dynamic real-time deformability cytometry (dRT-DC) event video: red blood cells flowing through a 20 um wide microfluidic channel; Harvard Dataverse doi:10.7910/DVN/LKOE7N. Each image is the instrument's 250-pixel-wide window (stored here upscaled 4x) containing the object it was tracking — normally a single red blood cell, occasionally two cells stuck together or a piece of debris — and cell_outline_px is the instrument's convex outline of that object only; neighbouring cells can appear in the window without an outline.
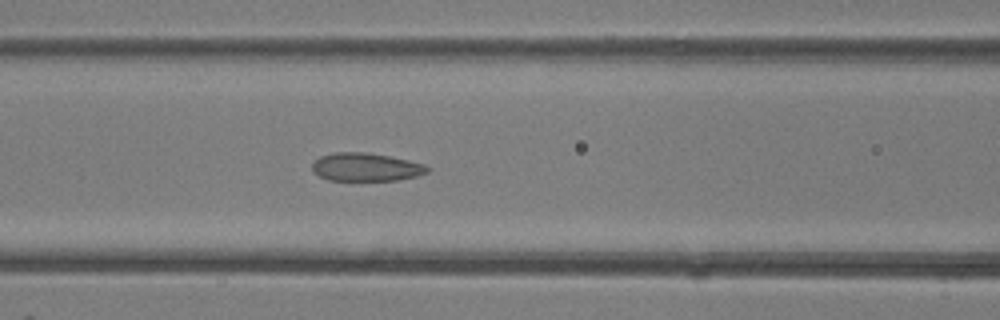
{"species": "common noctule bat (a hibernating species)", "species_latin": "Nyctalus noctula", "temperature_condition": "room temperature", "stored_images_in_passage": 41, "camera_frame_rate_fps": 3000, "um_per_image_px": 0.085, "animal": {"sex": "female"}, "frame": {"image": 1, "passage_image": 17, "time_ms": 5.333, "image_size_px": [1000, 320], "cell_outline_px": [[432, 168], [428, 172], [416, 176], [396, 180], [328, 180], [320, 176], [312, 168], [312, 164], [320, 156], [336, 152], [368, 152], [408, 160], [424, 164]], "centroid_in_image_um": [31.13, 14.19], "position_along_channel_um": 135.5, "area_um2": 18.79}}
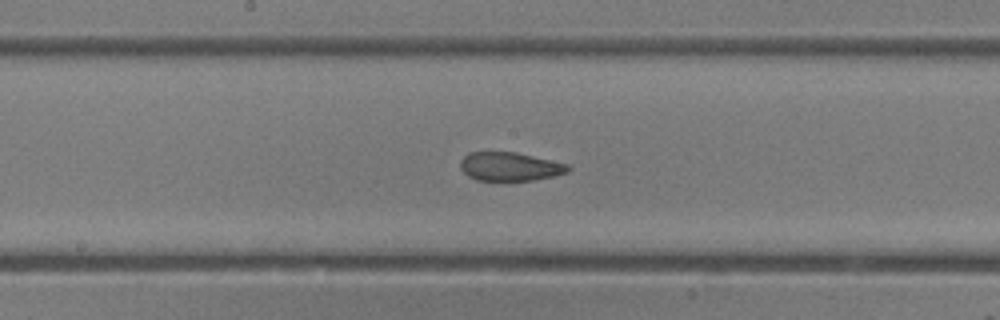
{"frame": {"image": 2, "passage_image": 21, "time_ms": 6.667, "image_size_px": [1000, 320], "cell_outline_px": [[572, 168], [568, 172], [556, 176], [532, 180], [476, 180], [468, 176], [460, 168], [460, 160], [468, 152], [516, 152], [568, 164]], "centroid_in_image_um": [43.35, 14.15], "position_along_channel_um": 204.9, "area_um2": 18.03}}
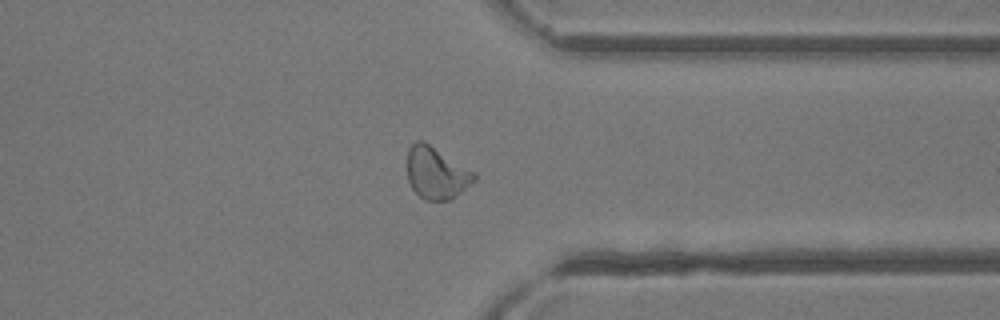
{"frame": {"image": 3, "passage_image": 31, "time_ms": 10.0, "image_size_px": [1000, 320], "cell_outline_px": [[476, 180], [452, 200], [424, 200], [412, 188], [408, 180], [408, 148], [416, 140], [424, 140], [476, 172]], "centroid_in_image_um": [37.12, 14.69], "position_along_channel_um": 374.3, "area_um2": 20.52}}